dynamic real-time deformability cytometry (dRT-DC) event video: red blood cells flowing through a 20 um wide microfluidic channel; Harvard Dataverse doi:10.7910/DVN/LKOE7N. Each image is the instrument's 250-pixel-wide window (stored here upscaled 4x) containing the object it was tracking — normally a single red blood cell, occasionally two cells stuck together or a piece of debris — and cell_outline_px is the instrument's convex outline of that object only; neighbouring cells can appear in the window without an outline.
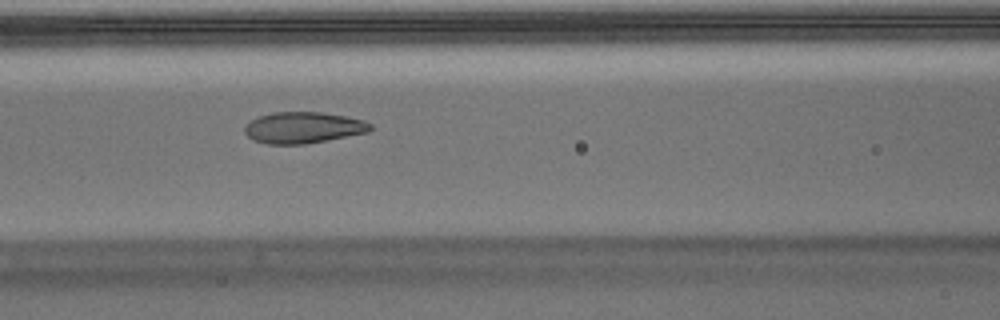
{"species": "Egyptian fruit bat (a non-hibernating species)", "species_latin": "Rousettus aegyptiacus", "temperature_condition": "warm", "stored_images_in_passage": 44, "camera_frame_rate_fps": 3000, "um_per_image_px": 0.085, "animal": {"sex": "male"}, "frame": {"image": 1, "passage_image": 13, "time_ms": 4.0, "image_size_px": [1000, 320], "cell_outline_px": [[372, 128], [368, 132], [304, 144], [264, 144], [252, 140], [244, 132], [244, 128], [252, 120], [260, 116], [272, 112], [320, 112], [348, 116], [364, 120], [372, 124]], "centroid_in_image_um": [25.78, 10.84], "position_along_channel_um": 140.8, "area_um2": 22.89}}
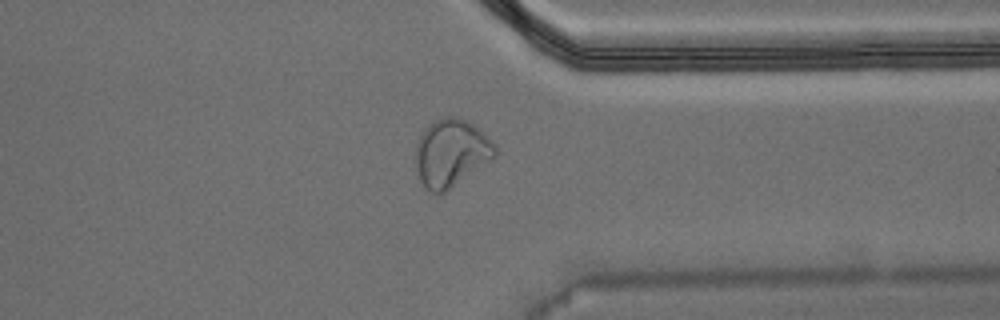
{"frame": {"image": 2, "passage_image": 32, "time_ms": 10.333, "image_size_px": [1000, 320], "cell_outline_px": [[496, 156], [440, 196], [436, 196], [424, 188], [420, 180], [416, 164], [416, 144], [424, 128], [428, 124], [444, 116], [456, 116], [468, 120], [480, 128], [496, 144]], "centroid_in_image_um": [38.35, 13.0], "position_along_channel_um": 373.1, "area_um2": 31.67}, "authors_computed_cell_mechanics": {"area_um2": 23.9581, "velocity_mm_per_s": 3.7196, "shape_relaxation_time_tau1_ms": null, "shape_relaxation_time_tau2_ms": 0.8964, "deformation_change_tau1": null, "deformation_change_tau2": 0.0701}}